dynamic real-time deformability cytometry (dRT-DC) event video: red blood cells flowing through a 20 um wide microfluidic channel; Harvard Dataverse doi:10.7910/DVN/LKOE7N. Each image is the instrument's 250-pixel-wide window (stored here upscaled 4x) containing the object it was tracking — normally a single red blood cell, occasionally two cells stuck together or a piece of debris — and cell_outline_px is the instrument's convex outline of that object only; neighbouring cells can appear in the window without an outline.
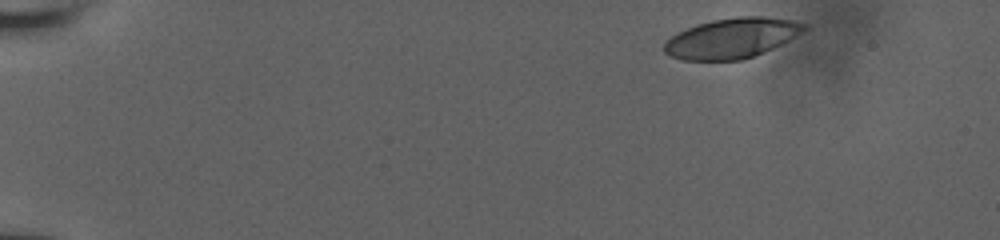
{"species": "human", "species_latin": "Homo sapiens", "temperature_condition": "room temperature", "stored_images_in_passage": 22, "camera_frame_rate_fps": 3000, "um_per_image_px": 0.085, "donor": {"sex": "male"}, "frame": {"image": 1, "passage_image": 1, "time_ms": 0.0, "image_size_px": [1000, 240], "cell_outline_px": [[808, 28], [796, 36], [772, 48], [744, 60], [680, 60], [664, 52], [664, 44], [672, 36], [688, 28], [712, 20], [740, 16], [764, 16], [792, 20], [808, 24]], "centroid_in_image_um": [62.24, 3.24], "position_along_channel_um": 22.8, "area_um2": 32.43}}
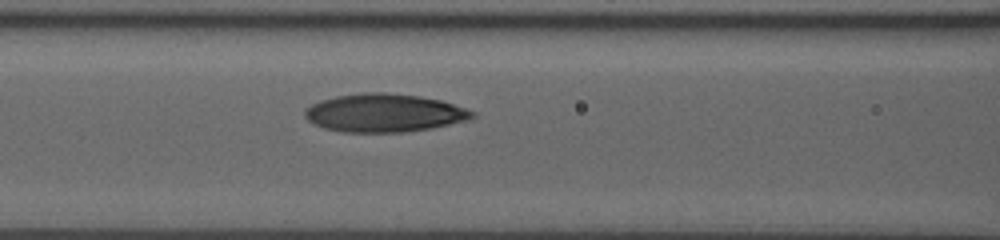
{"frame": {"image": 2, "passage_image": 13, "time_ms": 6.333, "image_size_px": [1000, 240], "cell_outline_px": [[476, 116], [464, 120], [448, 124], [428, 128], [404, 132], [344, 132], [324, 128], [308, 120], [304, 116], [304, 112], [312, 104], [320, 100], [336, 96], [364, 92], [384, 92], [420, 96], [440, 100], [476, 112]], "centroid_in_image_um": [32.63, 9.59], "position_along_channel_um": 134.0, "area_um2": 36.88}}
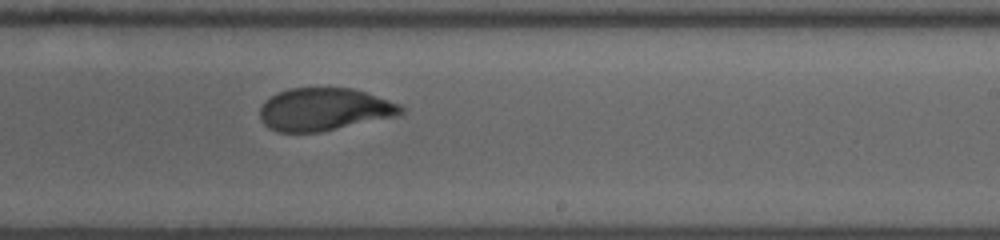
{"frame": {"image": 3, "passage_image": 22, "time_ms": 9.667, "image_size_px": [1000, 240], "cell_outline_px": [[404, 112], [396, 116], [320, 132], [280, 132], [268, 128], [264, 124], [260, 116], [260, 108], [264, 100], [288, 88], [352, 88], [400, 104], [404, 108]], "centroid_in_image_um": [27.54, 9.3], "position_along_channel_um": 261.5, "area_um2": 34.85}}